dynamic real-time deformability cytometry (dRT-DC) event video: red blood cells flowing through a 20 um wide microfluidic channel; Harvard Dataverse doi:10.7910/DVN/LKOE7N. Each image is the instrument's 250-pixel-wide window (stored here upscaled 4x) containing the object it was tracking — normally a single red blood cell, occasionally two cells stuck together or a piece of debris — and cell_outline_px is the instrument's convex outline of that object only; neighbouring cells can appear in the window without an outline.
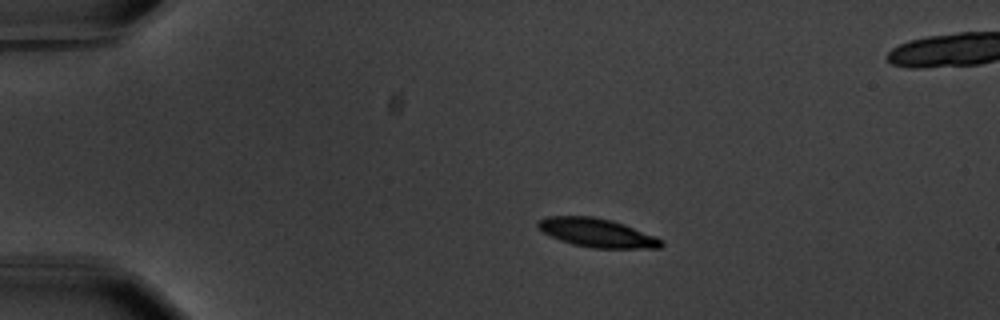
{"species": "common noctule bat (a hibernating species)", "species_latin": "Nyctalus noctula", "temperature_condition": "warm", "stored_images_in_passage": 5, "camera_frame_rate_fps": 3000, "um_per_image_px": 0.085, "animal": {"sex": "male", "body_mass_g": 20.1, "forearm_length_mm": 53.5}, "frame": {"image": 1, "passage_image": 1, "time_ms": 0.0, "image_size_px": [1000, 320], "cell_outline_px": [[664, 244], [660, 248], [592, 248], [572, 244], [560, 240], [536, 228], [536, 220], [548, 216], [592, 216], [612, 220], [624, 224], [664, 240]], "centroid_in_image_um": [50.72, 19.78], "position_along_channel_um": 34.3, "area_um2": 20.69}}